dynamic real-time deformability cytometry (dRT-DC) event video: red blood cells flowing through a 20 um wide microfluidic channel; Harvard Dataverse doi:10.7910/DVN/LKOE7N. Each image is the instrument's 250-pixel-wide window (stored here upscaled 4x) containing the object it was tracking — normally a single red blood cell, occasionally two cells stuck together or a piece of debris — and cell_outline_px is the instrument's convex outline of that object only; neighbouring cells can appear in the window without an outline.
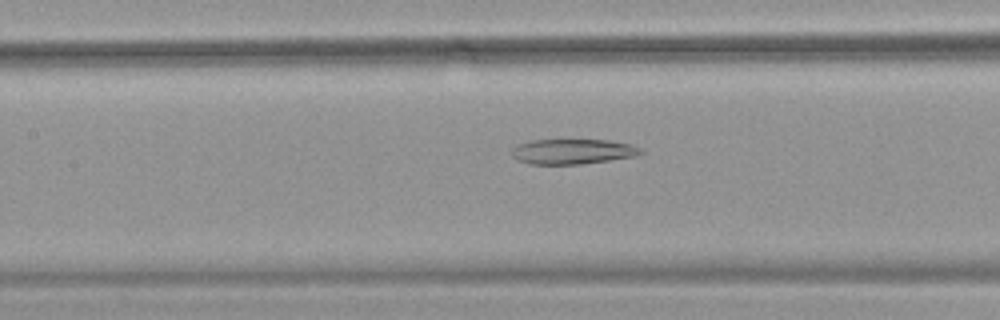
{"species": "common noctule bat (a hibernating species)", "species_latin": "Nyctalus noctula", "temperature_condition": "warm", "stored_images_in_passage": 37, "camera_frame_rate_fps": 3000, "um_per_image_px": 0.085, "animal": {"sex": "female", "body_mass_g": 18.4}, "frame": {"image": 1, "passage_image": 18, "time_ms": 5.667, "image_size_px": [1000, 320], "cell_outline_px": [[644, 152], [636, 156], [580, 164], [532, 164], [520, 160], [512, 156], [512, 148], [516, 144], [528, 140], [608, 140], [632, 144], [640, 148]], "centroid_in_image_um": [48.67, 12.87], "position_along_channel_um": 158.7, "area_um2": 18.84}}
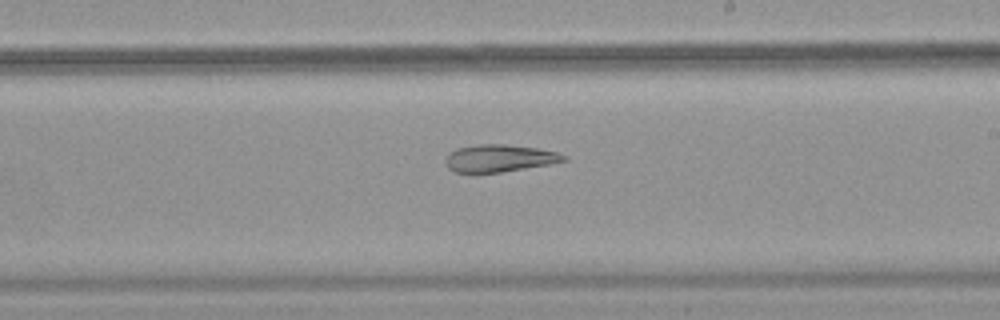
{"frame": {"image": 2, "passage_image": 25, "time_ms": 8.0, "image_size_px": [1000, 320], "cell_outline_px": [[568, 160], [552, 164], [500, 172], [456, 172], [448, 168], [444, 160], [456, 148], [480, 144], [504, 144], [536, 148], [556, 152], [568, 156]], "centroid_in_image_um": [42.49, 13.45], "position_along_channel_um": 246.5, "area_um2": 18.67}}
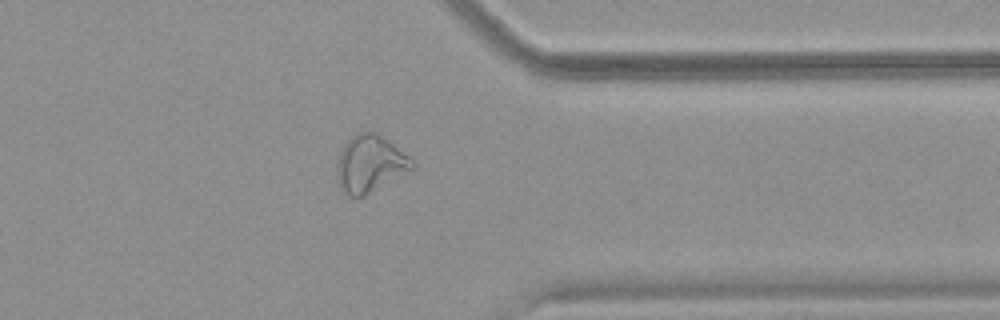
{"frame": {"image": 3, "passage_image": 36, "time_ms": 11.667, "image_size_px": [1000, 320], "cell_outline_px": [[416, 168], [364, 196], [348, 196], [344, 192], [340, 184], [336, 172], [336, 164], [340, 152], [344, 144], [356, 132], [376, 132], [384, 136], [408, 156], [416, 164]], "centroid_in_image_um": [31.47, 13.91], "position_along_channel_um": 379.9, "area_um2": 25.03}}